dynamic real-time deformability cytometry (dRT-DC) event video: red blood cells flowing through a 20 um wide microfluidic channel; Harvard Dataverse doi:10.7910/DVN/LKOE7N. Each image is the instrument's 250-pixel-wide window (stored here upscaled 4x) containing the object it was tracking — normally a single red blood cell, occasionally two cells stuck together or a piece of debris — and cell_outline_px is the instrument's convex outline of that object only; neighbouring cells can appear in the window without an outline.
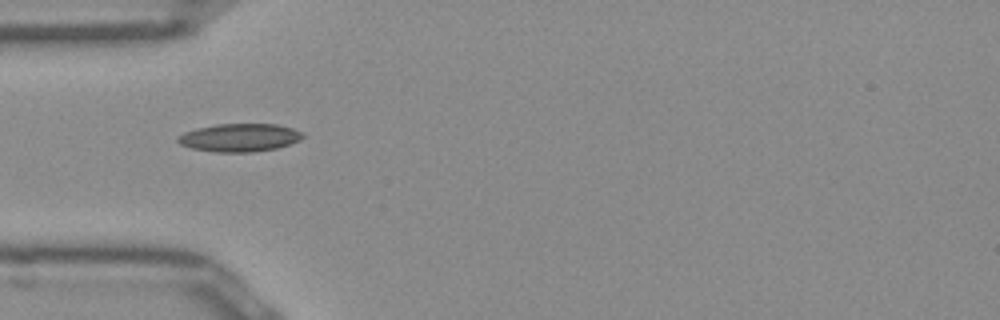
{"species": "Egyptian fruit bat (a non-hibernating species)", "species_latin": "Rousettus aegyptiacus", "temperature_condition": "room temperature", "stored_images_in_passage": 9, "camera_frame_rate_fps": 3000, "um_per_image_px": 0.085, "frame": {"image": 1, "passage_image": 1, "time_ms": 0.0, "image_size_px": [1000, 320], "cell_outline_px": [[304, 136], [300, 140], [276, 148], [252, 152], [216, 152], [192, 148], [180, 144], [176, 140], [176, 136], [184, 132], [196, 128], [216, 124], [276, 124], [292, 128], [300, 132]], "centroid_in_image_um": [20.32, 11.69], "position_along_channel_um": 64.7, "area_um2": 20.35}}
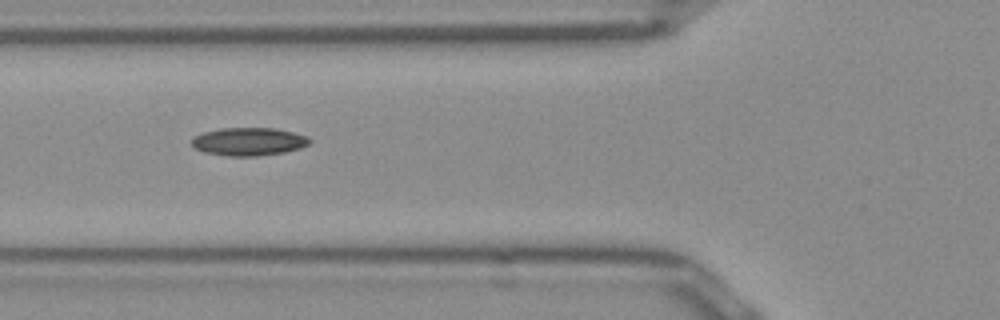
{"frame": {"image": 2, "passage_image": 4, "time_ms": 1.0, "image_size_px": [1000, 320], "cell_outline_px": [[312, 140], [308, 144], [300, 148], [284, 152], [256, 156], [228, 156], [204, 152], [196, 148], [192, 144], [192, 136], [204, 132], [220, 128], [276, 128], [308, 136]], "centroid_in_image_um": [21.14, 12.03], "position_along_channel_um": 104.7, "area_um2": 19.25}}